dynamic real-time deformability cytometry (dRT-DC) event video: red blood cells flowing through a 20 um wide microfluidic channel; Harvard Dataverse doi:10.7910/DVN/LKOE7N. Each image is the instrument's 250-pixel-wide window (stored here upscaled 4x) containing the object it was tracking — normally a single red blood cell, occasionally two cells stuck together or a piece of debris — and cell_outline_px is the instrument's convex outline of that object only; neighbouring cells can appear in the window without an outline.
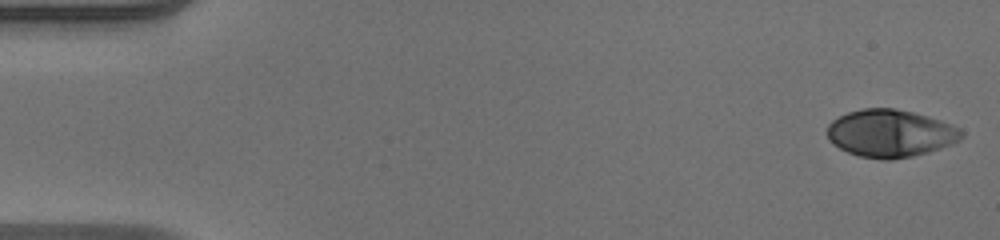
{"species": "human", "species_latin": "Homo sapiens", "temperature_condition": "warm", "stored_images_in_passage": 49, "camera_frame_rate_fps": 3000, "um_per_image_px": 0.085, "donor": {"sex": "male"}, "frame": {"image": 1, "passage_image": 1, "time_ms": 0.0, "image_size_px": [1000, 240], "cell_outline_px": [[964, 136], [960, 140], [952, 144], [928, 152], [912, 156], [892, 160], [884, 160], [860, 156], [848, 152], [832, 144], [828, 140], [828, 124], [832, 120], [848, 112], [864, 108], [892, 108], [912, 112], [940, 120], [952, 124], [960, 128], [964, 132]], "centroid_in_image_um": [75.69, 11.34], "position_along_channel_um": 9.3, "area_um2": 37.22}}
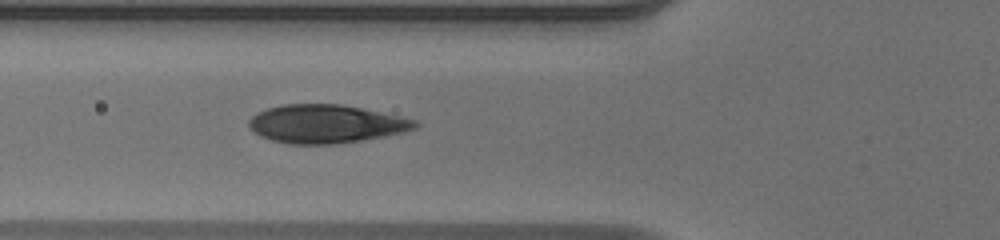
{"frame": {"image": 2, "passage_image": 18, "time_ms": 5.667, "image_size_px": [1000, 240], "cell_outline_px": [[420, 124], [416, 128], [404, 132], [384, 136], [360, 140], [332, 144], [288, 144], [272, 140], [260, 136], [252, 132], [248, 128], [248, 120], [256, 112], [280, 104], [340, 104], [400, 116], [416, 120]], "centroid_in_image_um": [27.66, 10.53], "position_along_channel_um": 98.1, "area_um2": 37.22}}
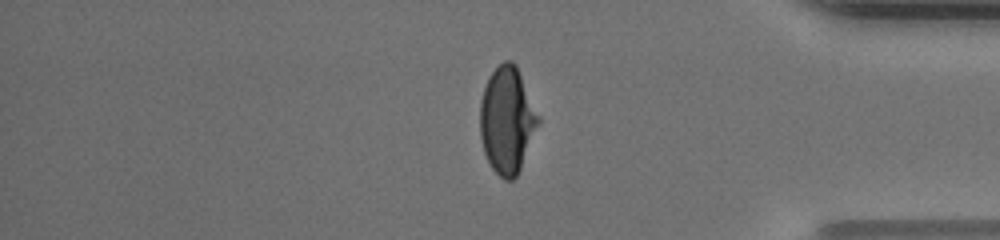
{"frame": {"image": 3, "passage_image": 41, "time_ms": 13.333, "image_size_px": [1000, 240], "cell_outline_px": [[540, 120], [520, 168], [516, 176], [512, 180], [504, 180], [492, 168], [484, 152], [480, 136], [480, 100], [488, 76], [504, 60], [512, 60], [516, 64], [540, 116]], "centroid_in_image_um": [43.09, 10.18], "position_along_channel_um": 392.1, "area_um2": 36.01}, "authors_computed_cell_mechanics": {"area_um2": 37.0498, "velocity_mm_per_s": 4.1305, "shape_relaxation_time_tau1_ms": 6.5263, "shape_relaxation_time_tau2_ms": null, "deformation_change_tau1": 0.268, "deformation_change_tau2": null}}